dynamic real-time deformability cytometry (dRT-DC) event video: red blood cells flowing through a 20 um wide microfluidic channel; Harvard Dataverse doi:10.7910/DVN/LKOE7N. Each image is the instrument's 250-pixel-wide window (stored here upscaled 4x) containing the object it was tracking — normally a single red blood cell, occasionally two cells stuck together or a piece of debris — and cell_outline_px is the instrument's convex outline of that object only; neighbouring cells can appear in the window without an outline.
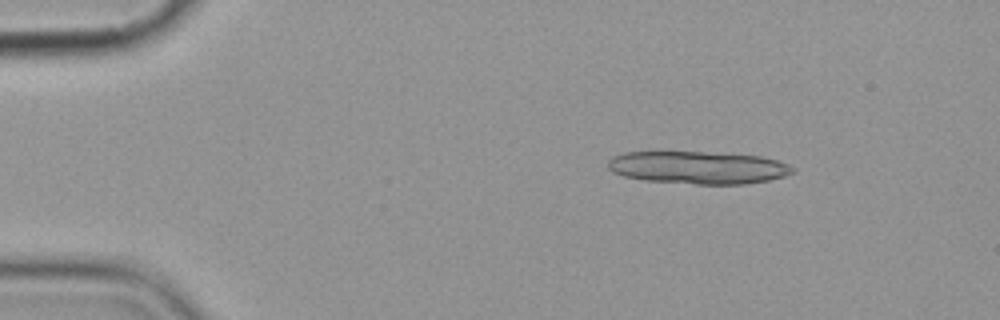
{"species": "common noctule bat (a hibernating species)", "species_latin": "Nyctalus noctula", "temperature_condition": "cold", "stored_images_in_passage": 8, "camera_frame_rate_fps": 3000, "um_per_image_px": 0.085, "animal": {"sex": "female", "body_mass_g": 19.9}, "frame": {"image": 1, "passage_image": 1, "time_ms": 0.0, "image_size_px": [1000, 320], "cell_outline_px": [[796, 172], [784, 176], [768, 180], [744, 184], [696, 184], [644, 180], [624, 176], [612, 172], [608, 168], [608, 160], [612, 156], [624, 152], [704, 152], [760, 156], [776, 160], [788, 164], [796, 168]], "centroid_in_image_um": [59.34, 14.24], "position_along_channel_um": 25.7, "area_um2": 35.14}}
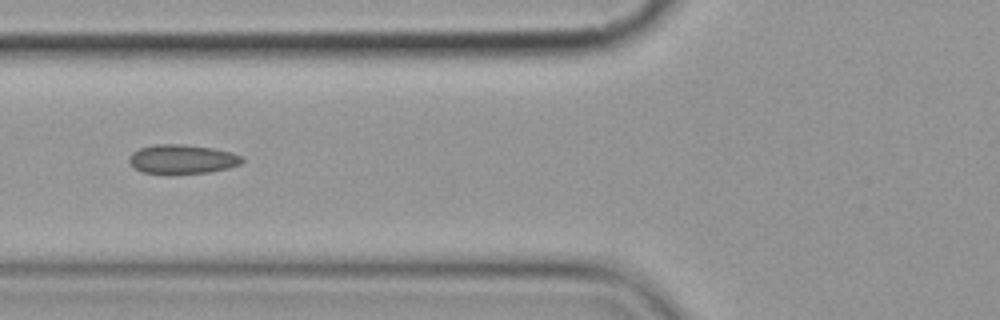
{"frame": {"image": 2, "passage_image": 5, "time_ms": 4.667, "image_size_px": [1000, 320], "cell_outline_px": [[244, 160], [240, 164], [228, 168], [208, 172], [140, 172], [128, 160], [132, 152], [140, 148], [156, 144], [184, 144], [212, 148], [232, 152], [240, 156]], "centroid_in_image_um": [15.5, 13.5], "position_along_channel_um": 110.3, "area_um2": 18.67}}
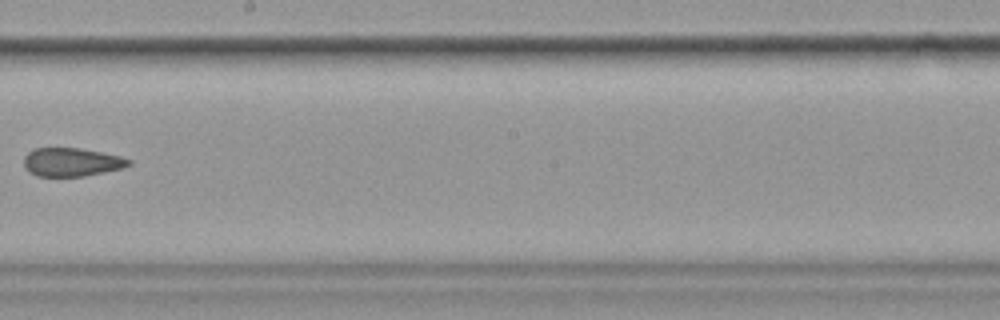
{"frame": {"image": 3, "passage_image": 8, "time_ms": 8.333, "image_size_px": [1000, 320], "cell_outline_px": [[132, 164], [124, 168], [84, 176], [36, 176], [28, 172], [24, 164], [24, 156], [32, 148], [80, 148], [120, 156], [132, 160]], "centroid_in_image_um": [6.08, 13.78], "position_along_channel_um": 242.1, "area_um2": 17.51}}